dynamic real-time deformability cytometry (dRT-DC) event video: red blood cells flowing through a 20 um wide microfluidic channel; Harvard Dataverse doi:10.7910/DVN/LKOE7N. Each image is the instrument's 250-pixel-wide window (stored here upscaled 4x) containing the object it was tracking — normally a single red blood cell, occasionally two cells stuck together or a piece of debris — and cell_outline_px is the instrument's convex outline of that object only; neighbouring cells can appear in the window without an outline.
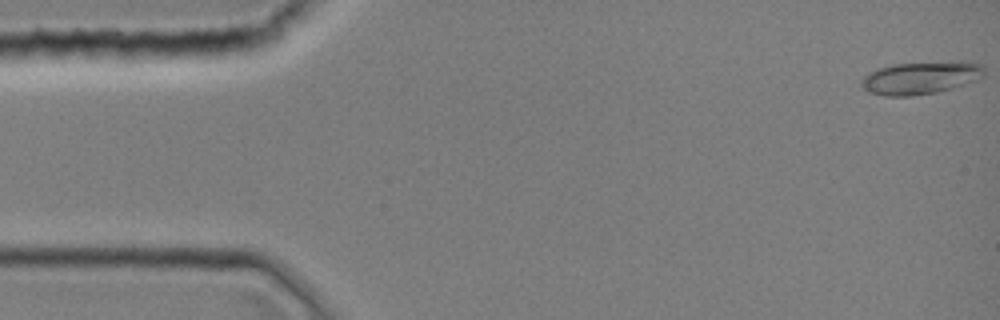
{"species": "common noctule bat (a hibernating species)", "species_latin": "Nyctalus noctula", "temperature_condition": "room temperature", "stored_images_in_passage": 39, "camera_frame_rate_fps": 3000, "um_per_image_px": 0.085, "animal": {"sex": "female", "body_mass_g": 19.0, "forearm_length_mm": 51.5}, "frame": {"image": 1, "passage_image": 1, "time_ms": 0.0, "image_size_px": [1000, 320], "cell_outline_px": [[984, 76], [976, 80], [952, 88], [936, 92], [912, 96], [884, 96], [868, 92], [860, 84], [860, 80], [868, 72], [876, 68], [892, 64], [964, 60], [980, 64], [984, 68]], "centroid_in_image_um": [78.24, 6.6], "position_along_channel_um": 6.8, "area_um2": 23.76}}
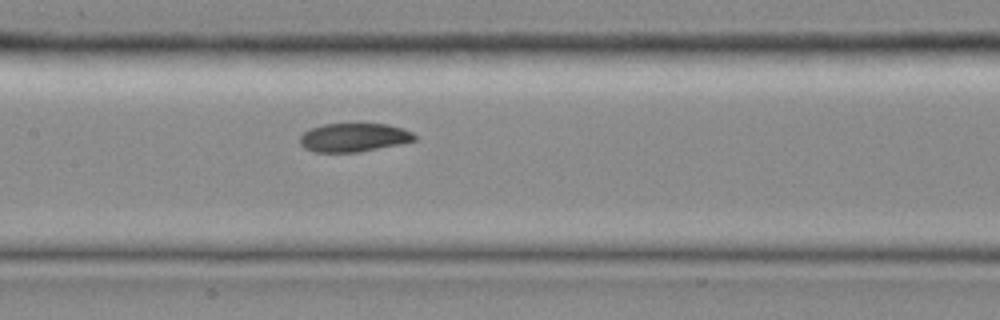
{"frame": {"image": 2, "passage_image": 21, "time_ms": 6.667, "image_size_px": [1000, 320], "cell_outline_px": [[416, 140], [400, 144], [360, 152], [312, 152], [304, 148], [300, 144], [300, 136], [304, 132], [312, 128], [324, 124], [388, 124], [404, 128], [412, 132], [416, 136]], "centroid_in_image_um": [30.08, 11.69], "position_along_channel_um": 177.3, "area_um2": 19.19}}
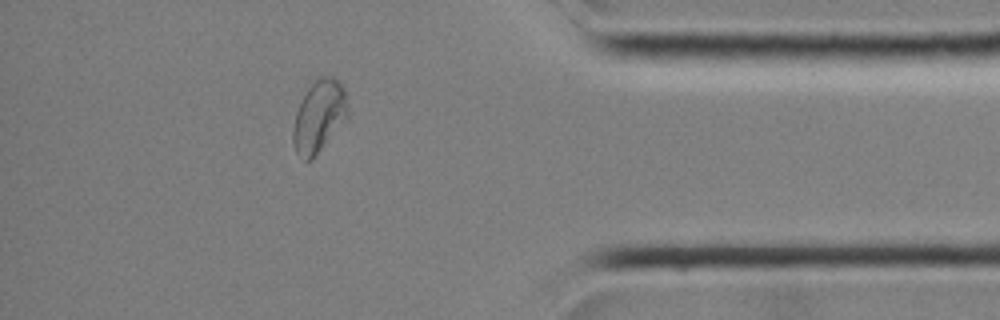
{"frame": {"image": 3, "passage_image": 38, "time_ms": 12.333, "image_size_px": [1000, 320], "cell_outline_px": [[348, 116], [312, 160], [304, 160], [296, 152], [292, 140], [292, 132], [296, 112], [308, 88], [320, 76], [332, 76], [344, 88], [348, 112]], "centroid_in_image_um": [27.1, 9.9], "position_along_channel_um": 408.1, "area_um2": 22.48}}